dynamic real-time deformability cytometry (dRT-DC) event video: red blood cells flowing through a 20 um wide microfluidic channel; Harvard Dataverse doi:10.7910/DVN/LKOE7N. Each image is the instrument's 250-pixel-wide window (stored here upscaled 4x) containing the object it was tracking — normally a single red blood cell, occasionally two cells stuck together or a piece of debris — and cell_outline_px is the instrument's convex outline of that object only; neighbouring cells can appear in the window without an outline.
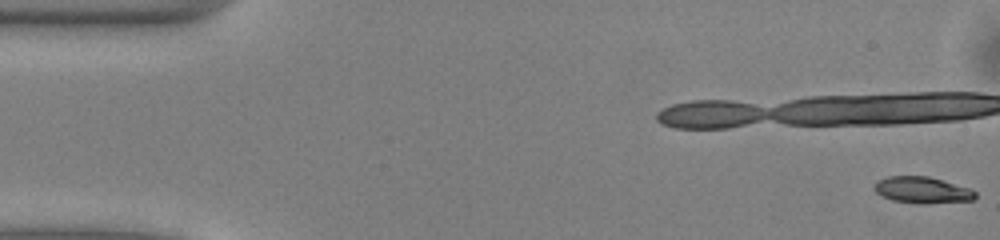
{"species": "common noctule bat (a hibernating species)", "species_latin": "Nyctalus noctula", "temperature_condition": "warm", "stored_images_in_passage": 15, "camera_frame_rate_fps": 3000, "um_per_image_px": 0.085, "animal": {"sex": "male", "body_mass_g": 13.0, "forearm_length_mm": 53.1}, "frame": {"image": 1, "passage_image": 1, "time_ms": 0.0, "image_size_px": [1000, 240], "cell_outline_px": [[976, 196], [972, 200], [924, 204], [920, 204], [892, 200], [876, 192], [872, 188], [880, 180], [888, 176], [928, 176], [972, 188], [976, 192]], "centroid_in_image_um": [78.43, 16.15], "position_along_channel_um": 6.6, "area_um2": 15.55}}